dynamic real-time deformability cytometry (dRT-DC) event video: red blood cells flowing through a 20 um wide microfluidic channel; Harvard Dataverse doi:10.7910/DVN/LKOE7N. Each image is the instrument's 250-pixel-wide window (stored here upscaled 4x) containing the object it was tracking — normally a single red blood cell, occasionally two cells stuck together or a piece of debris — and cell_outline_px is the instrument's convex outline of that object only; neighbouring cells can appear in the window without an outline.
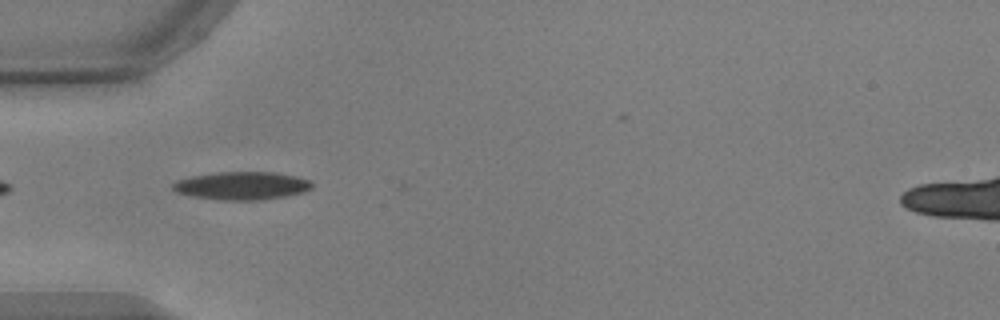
{"species": "common noctule bat (a hibernating species)", "species_latin": "Nyctalus noctula", "temperature_condition": "warm", "stored_images_in_passage": 5, "camera_frame_rate_fps": 3000, "um_per_image_px": 0.085, "animal": {"sex": "male", "body_mass_g": 17.9, "forearm_length_mm": 54.2}, "frame": {"image": 1, "passage_image": 2, "time_ms": 0.333, "image_size_px": [1000, 320], "cell_outline_px": [[312, 188], [304, 192], [264, 200], [216, 200], [192, 196], [176, 192], [172, 188], [172, 184], [176, 180], [192, 176], [216, 172], [276, 172], [296, 176], [312, 180]], "centroid_in_image_um": [20.56, 15.78], "position_along_channel_um": 64.4, "area_um2": 22.95}}